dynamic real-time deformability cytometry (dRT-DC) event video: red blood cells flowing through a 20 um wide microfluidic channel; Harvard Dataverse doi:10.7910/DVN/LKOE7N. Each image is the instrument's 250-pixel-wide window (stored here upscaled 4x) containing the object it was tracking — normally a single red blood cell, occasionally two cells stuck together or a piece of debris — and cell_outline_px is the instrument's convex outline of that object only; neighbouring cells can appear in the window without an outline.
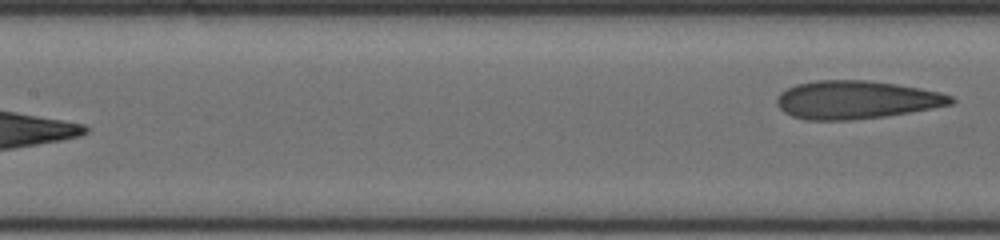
{"species": "human", "species_latin": "Homo sapiens", "temperature_condition": "cold", "stored_images_in_passage": 15, "segment_of_instrument_passage": [2, 2], "camera_frame_rate_fps": 3000, "um_per_image_px": 0.085, "donor": {"sex": "male"}, "frame": {"image": 1, "passage_image": 15, "time_ms": 4.667, "image_size_px": [1000, 240], "cell_outline_px": [[956, 100], [952, 104], [932, 108], [888, 116], [852, 120], [804, 120], [792, 116], [784, 112], [776, 104], [776, 96], [780, 92], [796, 84], [816, 80], [868, 80], [896, 84], [920, 88], [940, 92], [952, 96]], "centroid_in_image_um": [72.76, 8.49], "position_along_channel_um": 134.6, "area_um2": 38.96}}